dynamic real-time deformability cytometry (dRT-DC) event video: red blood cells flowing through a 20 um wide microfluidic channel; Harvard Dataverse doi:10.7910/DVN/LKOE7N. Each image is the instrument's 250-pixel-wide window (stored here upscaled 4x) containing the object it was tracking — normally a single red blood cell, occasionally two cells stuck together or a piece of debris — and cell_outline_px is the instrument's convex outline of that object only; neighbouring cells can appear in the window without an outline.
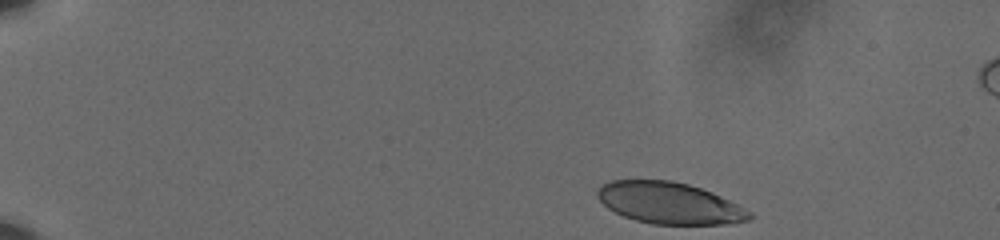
{"species": "human", "species_latin": "Homo sapiens", "temperature_condition": "cold", "stored_images_in_passage": 45, "camera_frame_rate_fps": 3000, "um_per_image_px": 0.085, "donor": {"sex": "male"}, "frame": {"image": 1, "passage_image": 1, "time_ms": 0.0, "image_size_px": [1000, 240], "cell_outline_px": [[756, 216], [748, 220], [724, 224], [652, 224], [636, 220], [624, 216], [608, 208], [596, 196], [596, 188], [600, 184], [612, 180], [672, 180], [688, 184], [712, 192], [752, 212]], "centroid_in_image_um": [56.88, 17.25], "position_along_channel_um": 28.1, "area_um2": 36.82}}
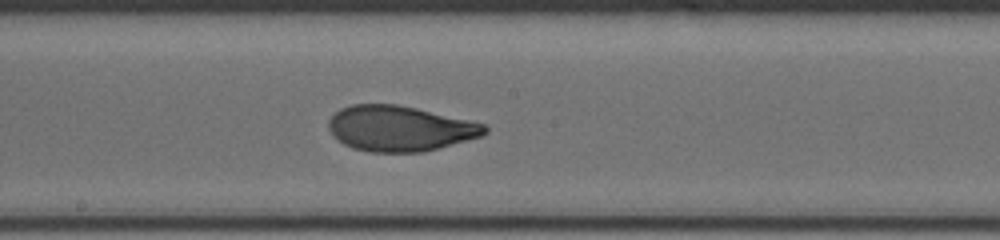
{"frame": {"image": 2, "passage_image": 26, "time_ms": 8.333, "image_size_px": [1000, 240], "cell_outline_px": [[488, 132], [484, 136], [440, 148], [424, 152], [368, 152], [352, 148], [344, 144], [332, 136], [328, 128], [328, 120], [340, 108], [352, 104], [396, 104], [416, 108], [484, 124], [488, 128]], "centroid_in_image_um": [33.97, 10.93], "position_along_channel_um": 214.2, "area_um2": 41.5}}
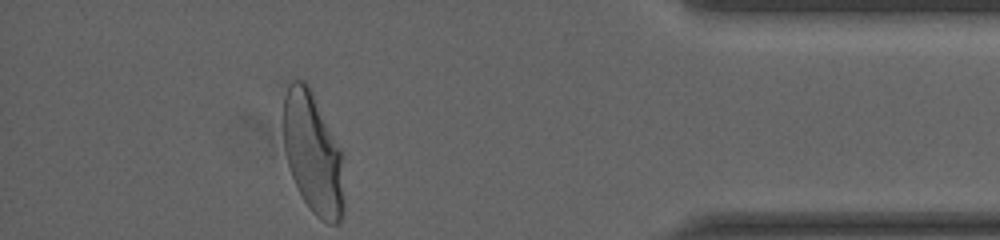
{"frame": {"image": 3, "passage_image": 45, "time_ms": 14.667, "image_size_px": [1000, 240], "cell_outline_px": [[344, 212], [340, 224], [328, 224], [320, 220], [312, 212], [304, 200], [292, 176], [284, 152], [280, 116], [284, 96], [288, 84], [292, 80], [304, 80], [308, 84], [344, 152]], "centroid_in_image_um": [26.61, 13.01], "position_along_channel_um": 408.6, "area_um2": 44.56}, "authors_computed_cell_mechanics": {"area_um2": 41.327, "velocity_mm_per_s": 3.5915, "shape_relaxation_time_tau1_ms": 5.2425, "shape_relaxation_time_tau2_ms": 0.8515, "deformation_change_tau1": 0.1885, "deformation_change_tau2": 0.0614}}